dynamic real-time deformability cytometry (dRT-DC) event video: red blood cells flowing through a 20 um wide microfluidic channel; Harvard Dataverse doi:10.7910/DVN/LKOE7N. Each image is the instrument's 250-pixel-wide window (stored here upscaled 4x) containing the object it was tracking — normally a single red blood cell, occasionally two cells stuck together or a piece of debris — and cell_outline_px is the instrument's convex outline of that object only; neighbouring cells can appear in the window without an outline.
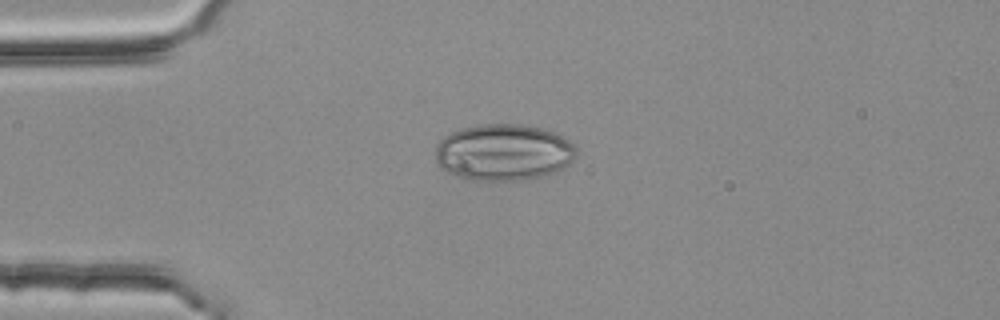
{"species": "common noctule bat (a hibernating species)", "species_latin": "Nyctalus noctula", "temperature_condition": "room temperature", "stored_images_in_passage": 3, "camera_frame_rate_fps": 3000, "um_per_image_px": 0.085, "animal": {"sex": "female", "body_mass_g": 25.1}, "frame": {"image": 1, "passage_image": 3, "time_ms": 0.667, "image_size_px": [1000, 320], "cell_outline_px": [[576, 156], [568, 164], [556, 172], [544, 176], [528, 180], [468, 180], [452, 176], [440, 168], [436, 164], [436, 144], [444, 136], [460, 128], [480, 124], [520, 124], [540, 128], [564, 136], [576, 148]], "centroid_in_image_um": [42.76, 12.96], "position_along_channel_um": 42.2, "area_um2": 46.99}}